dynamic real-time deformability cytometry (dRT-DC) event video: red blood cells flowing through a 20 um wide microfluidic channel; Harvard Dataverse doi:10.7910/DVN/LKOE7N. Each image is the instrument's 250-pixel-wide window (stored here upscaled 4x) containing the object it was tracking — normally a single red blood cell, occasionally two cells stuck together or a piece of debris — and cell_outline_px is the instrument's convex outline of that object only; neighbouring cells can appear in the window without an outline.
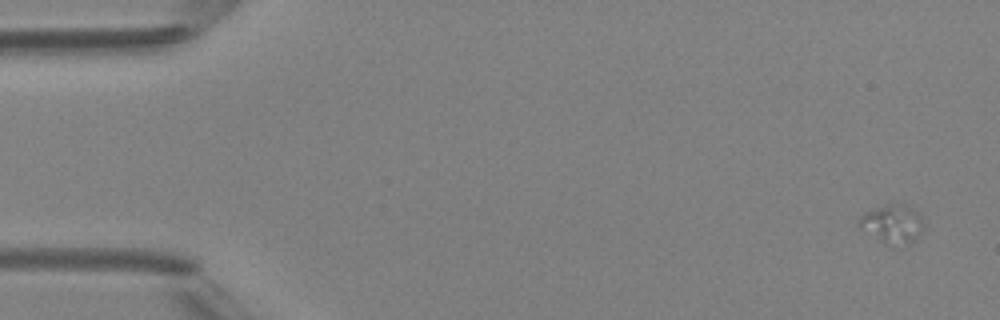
{"species": "Egyptian fruit bat (a non-hibernating species)", "species_latin": "Rousettus aegyptiacus", "temperature_condition": "room temperature", "stored_images_in_passage": 4, "camera_frame_rate_fps": 3000, "um_per_image_px": 0.085, "animal": {"sex": "female"}, "frame": {"image": 1, "passage_image": 1, "time_ms": 0.0, "image_size_px": [1000, 320], "cell_outline_px": [[924, 216], [912, 240], [908, 244], [892, 248], [884, 244], [860, 228], [860, 216], [864, 212], [888, 204], [904, 204], [920, 212]], "centroid_in_image_um": [75.81, 19.04], "position_along_channel_um": 9.2, "area_um2": 14.28}}
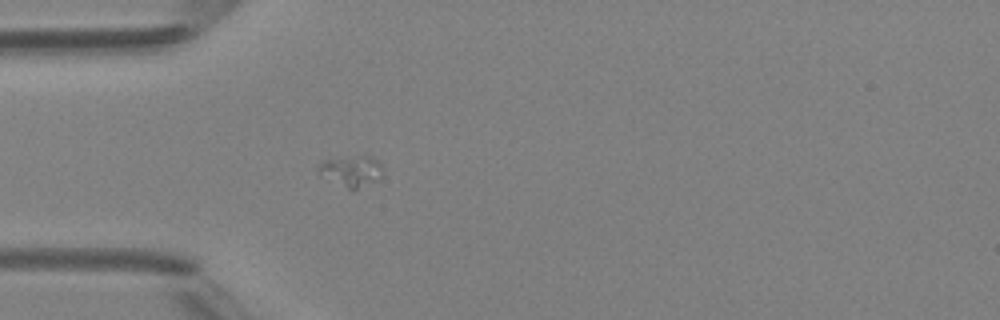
{"frame": {"image": 2, "passage_image": 4, "time_ms": 4.333, "image_size_px": [1000, 320], "cell_outline_px": [[384, 172], [376, 180], [356, 188], [348, 188], [320, 176], [316, 172], [320, 164], [324, 160], [360, 156], [372, 156], [384, 168]], "centroid_in_image_um": [29.85, 14.52], "position_along_channel_um": 55.1, "area_um2": 11.27}}